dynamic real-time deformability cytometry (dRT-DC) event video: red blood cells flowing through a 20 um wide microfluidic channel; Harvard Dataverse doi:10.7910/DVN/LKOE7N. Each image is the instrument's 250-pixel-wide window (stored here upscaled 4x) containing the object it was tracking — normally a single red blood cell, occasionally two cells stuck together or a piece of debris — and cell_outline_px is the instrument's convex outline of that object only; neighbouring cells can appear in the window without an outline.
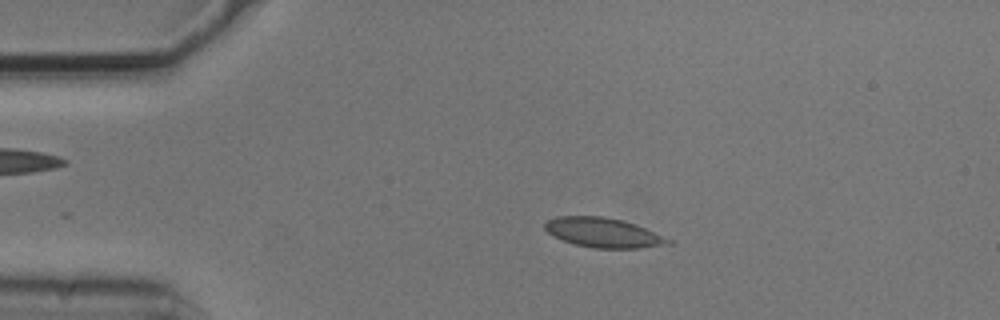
{"species": "common noctule bat (a hibernating species)", "species_latin": "Nyctalus noctula", "temperature_condition": "cold", "stored_images_in_passage": 4, "camera_frame_rate_fps": 3000, "um_per_image_px": 0.085, "animal": {"sex": "male", "body_mass_g": 20.5, "forearm_length_mm": 52.5}, "frame": {"image": 1, "passage_image": 3, "time_ms": 0.667, "image_size_px": [1000, 320], "cell_outline_px": [[672, 244], [640, 248], [596, 248], [576, 244], [552, 236], [544, 228], [544, 224], [548, 220], [556, 216], [604, 216], [636, 224], [672, 240]], "centroid_in_image_um": [51.28, 19.77], "position_along_channel_um": 33.7, "area_um2": 21.15}}